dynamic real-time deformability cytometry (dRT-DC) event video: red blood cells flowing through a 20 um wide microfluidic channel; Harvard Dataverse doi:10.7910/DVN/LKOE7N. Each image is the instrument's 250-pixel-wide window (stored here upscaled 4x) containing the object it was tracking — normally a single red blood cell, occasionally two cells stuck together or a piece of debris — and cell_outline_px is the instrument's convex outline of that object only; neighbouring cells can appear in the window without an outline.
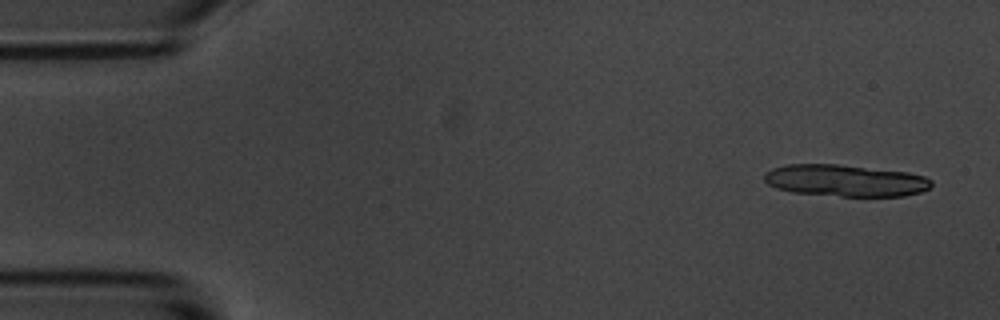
{"species": "common noctule bat (a hibernating species)", "species_latin": "Nyctalus noctula", "temperature_condition": "room temperature", "stored_images_in_passage": 5, "segment_of_instrument_passage": [1, 2], "camera_frame_rate_fps": 3000, "um_per_image_px": 0.085, "animal": {"sex": "male", "body_mass_g": 20.1, "forearm_length_mm": 53.5}, "frame": {"image": 1, "passage_image": 1, "time_ms": 0.0, "image_size_px": [1000, 320], "cell_outline_px": [[932, 184], [928, 188], [920, 192], [904, 196], [840, 196], [792, 192], [776, 188], [768, 184], [764, 180], [764, 176], [772, 168], [784, 164], [840, 164], [908, 172], [924, 176], [932, 180]], "centroid_in_image_um": [71.85, 15.34], "position_along_channel_um": 13.1, "area_um2": 31.04}}